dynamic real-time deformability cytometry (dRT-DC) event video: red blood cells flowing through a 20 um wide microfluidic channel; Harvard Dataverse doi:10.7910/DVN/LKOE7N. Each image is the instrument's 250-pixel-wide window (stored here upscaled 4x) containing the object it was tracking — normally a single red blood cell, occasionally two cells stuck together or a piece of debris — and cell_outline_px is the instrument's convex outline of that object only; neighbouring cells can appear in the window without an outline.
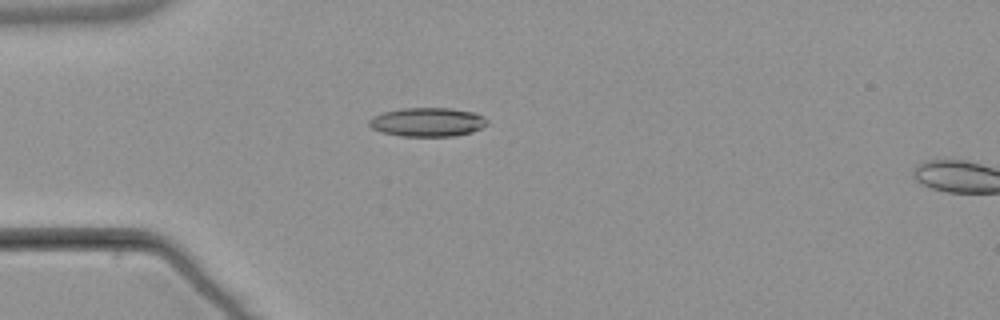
{"species": "common noctule bat (a hibernating species)", "species_latin": "Nyctalus noctula", "temperature_condition": "warm", "stored_images_in_passage": 6, "camera_frame_rate_fps": 3000, "um_per_image_px": 0.085, "animal": {"sex": "male", "body_mass_g": 21.5, "forearm_length_mm": 52.0}, "frame": {"image": 1, "passage_image": 5, "time_ms": 5.0, "image_size_px": [1000, 320], "cell_outline_px": [[488, 124], [472, 132], [456, 136], [400, 136], [384, 132], [372, 128], [368, 124], [368, 120], [372, 116], [384, 112], [404, 108], [448, 108], [476, 112], [484, 116], [488, 120]], "centroid_in_image_um": [36.37, 10.37], "position_along_channel_um": 48.6, "area_um2": 19.94}}